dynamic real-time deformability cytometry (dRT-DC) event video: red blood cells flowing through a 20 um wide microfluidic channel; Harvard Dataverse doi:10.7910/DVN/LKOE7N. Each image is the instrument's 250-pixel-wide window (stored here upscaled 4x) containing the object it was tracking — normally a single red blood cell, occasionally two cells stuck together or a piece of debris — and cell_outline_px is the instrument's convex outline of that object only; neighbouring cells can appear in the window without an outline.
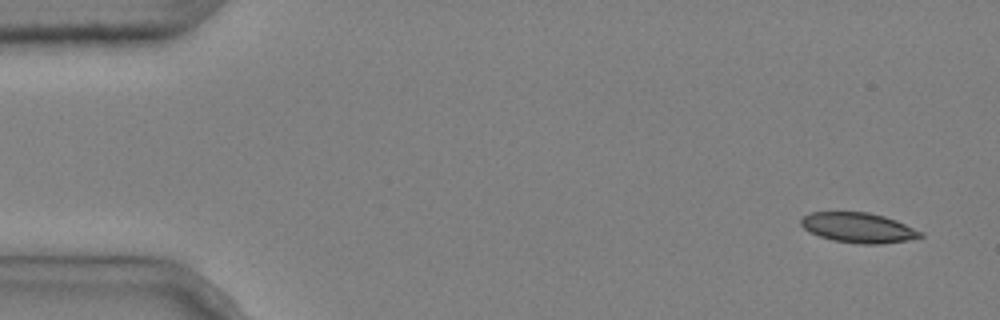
{"species": "common noctule bat (a hibernating species)", "species_latin": "Nyctalus noctula", "temperature_condition": "cold", "stored_images_in_passage": 9, "camera_frame_rate_fps": 3000, "um_per_image_px": 0.085, "animal": {"sex": "male", "body_mass_g": 20.4}, "frame": {"image": 1, "passage_image": 1, "time_ms": 0.0, "image_size_px": [1000, 320], "cell_outline_px": [[924, 236], [908, 240], [880, 244], [860, 244], [832, 240], [808, 232], [800, 224], [800, 220], [804, 216], [812, 212], [868, 212], [884, 216], [896, 220], [924, 232]], "centroid_in_image_um": [72.97, 19.36], "position_along_channel_um": 12.0, "area_um2": 20.98}}
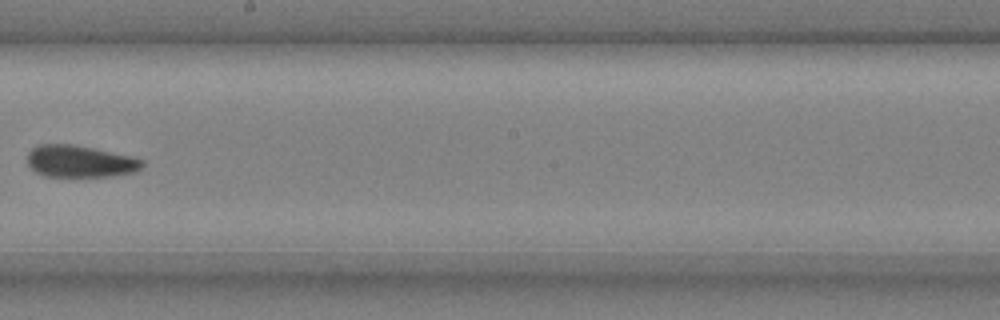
{"frame": {"image": 2, "passage_image": 8, "time_ms": 2.333, "image_size_px": [1000, 320], "cell_outline_px": [[144, 164], [136, 172], [112, 176], [44, 176], [36, 172], [28, 164], [28, 152], [32, 148], [40, 144], [72, 144], [132, 156], [144, 160]], "centroid_in_image_um": [6.81, 13.71], "position_along_channel_um": 241.4, "area_um2": 21.33}}
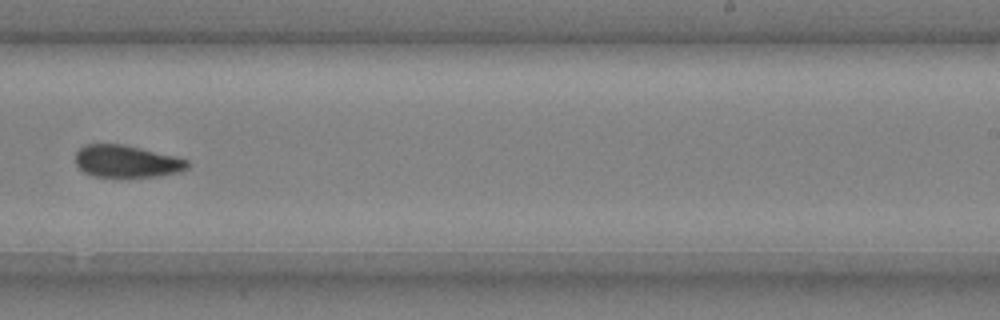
{"frame": {"image": 3, "passage_image": 9, "time_ms": 2.667, "image_size_px": [1000, 320], "cell_outline_px": [[188, 168], [180, 172], [160, 176], [120, 180], [92, 176], [84, 172], [76, 164], [76, 152], [84, 144], [124, 144], [176, 156], [188, 160]], "centroid_in_image_um": [10.77, 13.76], "position_along_channel_um": 278.2, "area_um2": 21.96}}